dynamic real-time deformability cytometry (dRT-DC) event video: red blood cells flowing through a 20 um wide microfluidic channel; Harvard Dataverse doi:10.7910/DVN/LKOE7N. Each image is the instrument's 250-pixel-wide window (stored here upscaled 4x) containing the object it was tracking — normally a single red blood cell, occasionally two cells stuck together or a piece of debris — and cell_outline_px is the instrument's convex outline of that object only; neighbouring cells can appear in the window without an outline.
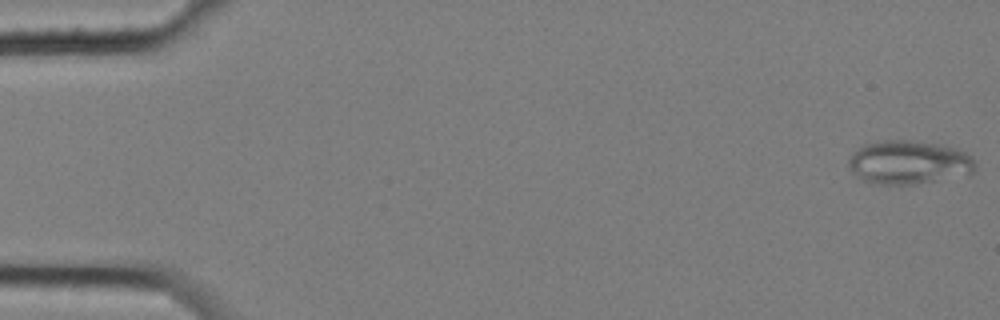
{"species": "common noctule bat (a hibernating species)", "species_latin": "Nyctalus noctula", "temperature_condition": "cold", "stored_images_in_passage": 5, "camera_frame_rate_fps": 3000, "um_per_image_px": 0.085, "animal": {"sex": "female", "body_mass_g": 25.1}, "frame": {"image": 1, "passage_image": 1, "time_ms": 0.0, "image_size_px": [1000, 320], "cell_outline_px": [[976, 168], [968, 176], [916, 184], [872, 184], [864, 180], [852, 172], [848, 164], [848, 160], [852, 152], [864, 144], [880, 140], [912, 140], [940, 144], [956, 148], [972, 156], [976, 164]], "centroid_in_image_um": [77.28, 13.8], "position_along_channel_um": 7.7, "area_um2": 32.77}}